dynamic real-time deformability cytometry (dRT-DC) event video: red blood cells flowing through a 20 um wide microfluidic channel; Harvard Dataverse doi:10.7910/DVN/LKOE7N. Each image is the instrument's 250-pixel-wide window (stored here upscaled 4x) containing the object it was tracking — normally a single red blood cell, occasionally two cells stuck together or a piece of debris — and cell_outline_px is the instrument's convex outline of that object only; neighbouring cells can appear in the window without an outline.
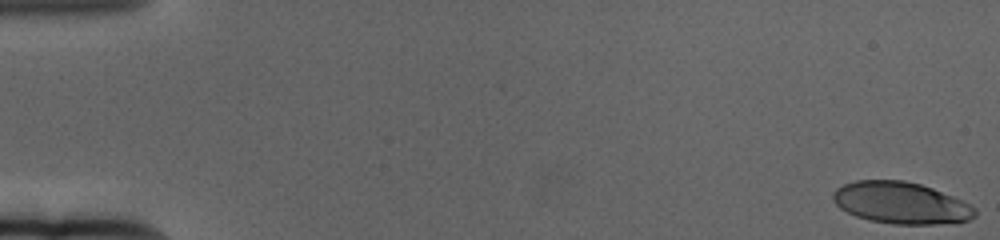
{"species": "human", "species_latin": "Homo sapiens", "temperature_condition": "cold", "stored_images_in_passage": 62, "camera_frame_rate_fps": 3000, "um_per_image_px": 0.085, "donor": {"sex": "female"}, "frame": {"image": 1, "passage_image": 1, "time_ms": 0.0, "image_size_px": [1000, 240], "cell_outline_px": [[976, 216], [968, 220], [936, 224], [892, 224], [868, 220], [856, 216], [840, 208], [832, 200], [832, 192], [836, 188], [844, 184], [856, 180], [904, 180], [920, 184], [932, 188], [952, 196], [976, 208]], "centroid_in_image_um": [76.54, 17.24], "position_along_channel_um": 8.5, "area_um2": 34.45}}
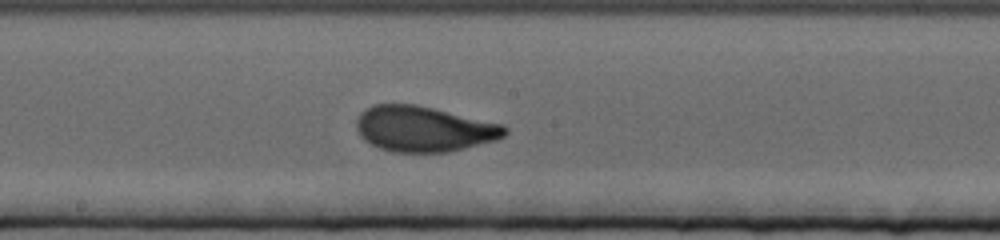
{"frame": {"image": 2, "passage_image": 34, "time_ms": 11.0, "image_size_px": [1000, 240], "cell_outline_px": [[508, 132], [504, 136], [496, 140], [448, 152], [392, 152], [380, 148], [364, 140], [360, 136], [356, 128], [356, 120], [360, 112], [372, 104], [416, 104], [504, 124], [508, 128]], "centroid_in_image_um": [36.02, 10.95], "position_along_channel_um": 212.2, "area_um2": 39.54}}
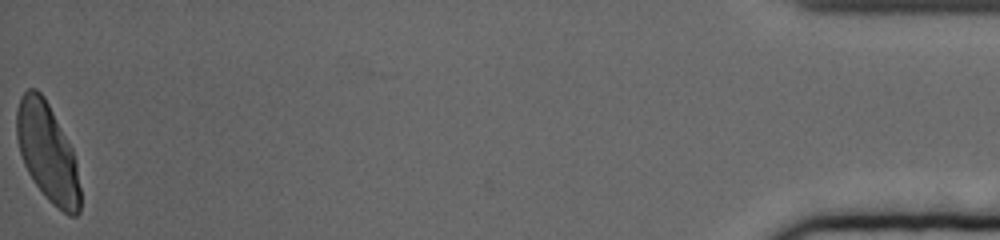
{"frame": {"image": 3, "passage_image": 62, "time_ms": 20.333, "image_size_px": [1000, 240], "cell_outline_px": [[80, 212], [76, 216], [68, 216], [52, 204], [44, 196], [28, 172], [24, 164], [20, 152], [16, 136], [16, 112], [20, 96], [28, 88], [36, 88], [44, 96], [72, 148], [76, 160], [80, 188]], "centroid_in_image_um": [4.03, 12.97], "position_along_channel_um": 431.2, "area_um2": 36.47}, "authors_computed_cell_mechanics": {"area_um2": 37.5989, "velocity_mm_per_s": 3.3192, "shape_relaxation_time_tau1_ms": 4.1634, "shape_relaxation_time_tau2_ms": null, "deformation_change_tau1": 0.1931, "deformation_change_tau2": null}}